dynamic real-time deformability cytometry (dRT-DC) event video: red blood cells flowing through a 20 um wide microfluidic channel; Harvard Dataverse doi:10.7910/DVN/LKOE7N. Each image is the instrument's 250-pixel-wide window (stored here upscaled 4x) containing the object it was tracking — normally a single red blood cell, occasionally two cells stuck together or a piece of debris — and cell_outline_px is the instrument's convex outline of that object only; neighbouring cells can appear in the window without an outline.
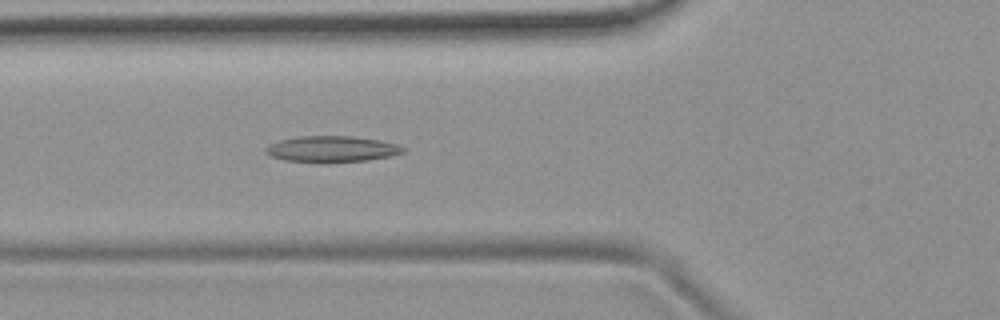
{"species": "common noctule bat (a hibernating species)", "species_latin": "Nyctalus noctula", "temperature_condition": "room temperature", "stored_images_in_passage": 54, "camera_frame_rate_fps": 3000, "um_per_image_px": 0.085, "animal": {"sex": "female", "body_mass_g": 19.9}, "frame": {"image": 1, "passage_image": 20, "time_ms": 6.333, "image_size_px": [1000, 320], "cell_outline_px": [[404, 152], [392, 156], [368, 160], [324, 164], [320, 164], [284, 160], [272, 156], [264, 152], [264, 148], [268, 144], [280, 140], [300, 136], [352, 136], [380, 140], [396, 144], [404, 148]], "centroid_in_image_um": [28.17, 12.69], "position_along_channel_um": 97.6, "area_um2": 21.39}}
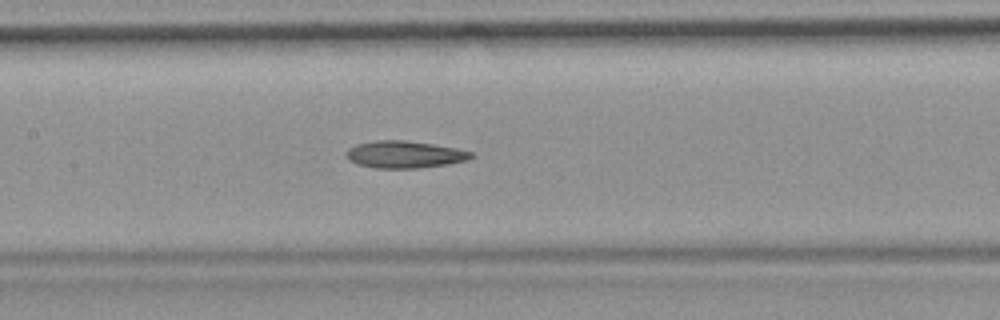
{"frame": {"image": 2, "passage_image": 26, "time_ms": 8.333, "image_size_px": [1000, 320], "cell_outline_px": [[476, 156], [468, 160], [448, 164], [416, 168], [376, 168], [356, 164], [348, 160], [348, 148], [356, 144], [376, 140], [404, 140], [432, 144], [456, 148], [472, 152]], "centroid_in_image_um": [34.41, 13.13], "position_along_channel_um": 173.0, "area_um2": 19.71}}
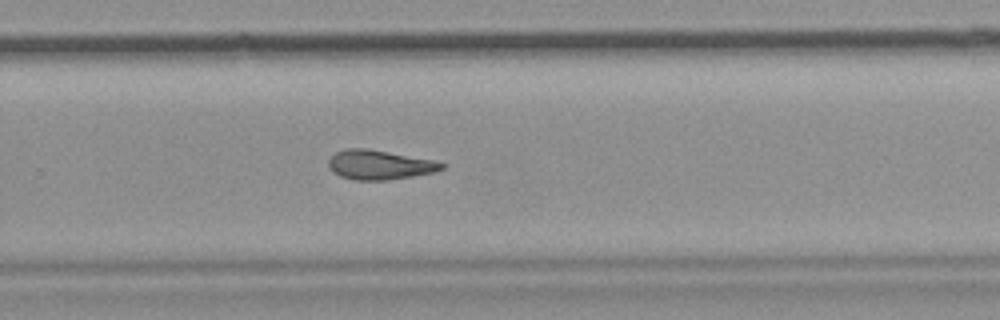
{"frame": {"image": 3, "passage_image": 36, "time_ms": 11.667, "image_size_px": [1000, 320], "cell_outline_px": [[448, 164], [444, 168], [436, 172], [388, 180], [356, 180], [340, 176], [332, 172], [328, 164], [328, 160], [336, 152], [344, 148], [368, 148], [436, 160]], "centroid_in_image_um": [32.3, 14.0], "position_along_channel_um": 297.5, "area_um2": 19.71}, "authors_computed_cell_mechanics": {"area_um2": 19.9699, "velocity_mm_per_s": 3.7532, "shape_relaxation_time_tau1_ms": null, "shape_relaxation_time_tau2_ms": 11.3244, "deformation_change_tau1": null, "deformation_change_tau2": 0.2433}}